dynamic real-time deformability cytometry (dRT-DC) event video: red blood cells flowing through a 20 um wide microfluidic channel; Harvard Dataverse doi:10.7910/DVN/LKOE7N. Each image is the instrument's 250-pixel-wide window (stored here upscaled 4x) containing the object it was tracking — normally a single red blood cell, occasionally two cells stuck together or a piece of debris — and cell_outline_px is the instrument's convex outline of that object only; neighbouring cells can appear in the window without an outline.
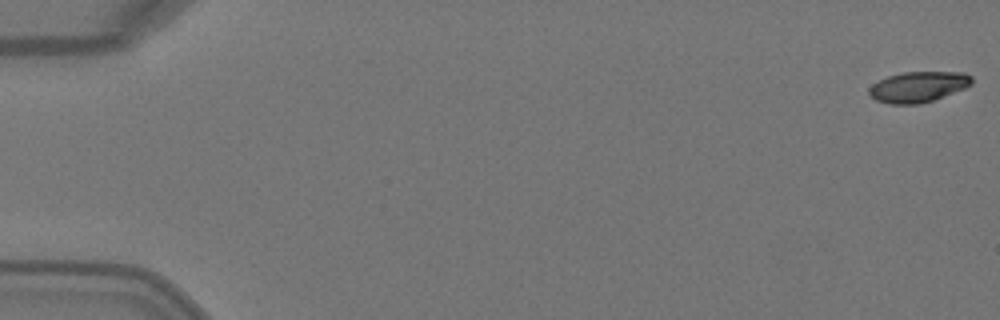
{"species": "Egyptian fruit bat (a non-hibernating species)", "species_latin": "Rousettus aegyptiacus", "temperature_condition": "warm", "stored_images_in_passage": 2, "camera_frame_rate_fps": 3000, "um_per_image_px": 0.085, "animal": {"sex": "female"}, "frame": {"image": 1, "passage_image": 1, "time_ms": 0.0, "image_size_px": [1000, 320], "cell_outline_px": [[972, 84], [964, 88], [932, 100], [920, 104], [888, 104], [876, 100], [868, 96], [868, 88], [872, 84], [888, 76], [904, 72], [964, 72], [972, 76]], "centroid_in_image_um": [78.01, 7.38], "position_along_channel_um": 7.0, "area_um2": 18.32}}